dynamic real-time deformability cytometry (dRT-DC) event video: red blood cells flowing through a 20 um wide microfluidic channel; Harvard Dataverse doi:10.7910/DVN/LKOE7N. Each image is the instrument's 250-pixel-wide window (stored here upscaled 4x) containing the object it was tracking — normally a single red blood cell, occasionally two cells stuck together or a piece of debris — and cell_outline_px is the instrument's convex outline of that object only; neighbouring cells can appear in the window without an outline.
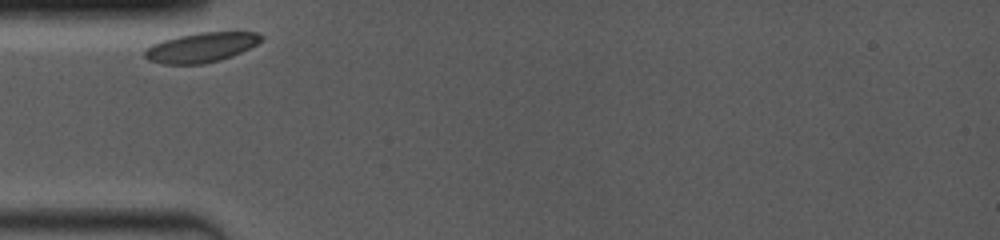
{"species": "common noctule bat (a hibernating species)", "species_latin": "Nyctalus noctula", "temperature_condition": "room temperature", "stored_images_in_passage": 6, "camera_frame_rate_fps": 4000, "um_per_image_px": 0.085, "animal": {"sex": "female", "body_mass_g": 19.0, "forearm_length_mm": 53.3}, "frame": {"image": 1, "passage_image": 1, "time_ms": 0.0, "image_size_px": [1000, 240], "cell_outline_px": [[264, 36], [256, 44], [232, 56], [220, 60], [204, 64], [160, 64], [148, 60], [144, 56], [144, 52], [152, 44], [176, 36], [200, 32], [256, 32]], "centroid_in_image_um": [17.07, 4.03], "position_along_channel_um": 67.9, "area_um2": 20.06}}
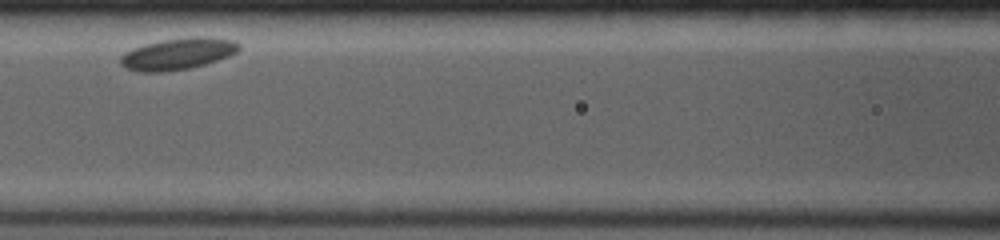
{"frame": {"image": 2, "passage_image": 4, "time_ms": 2.5, "image_size_px": [1000, 240], "cell_outline_px": [[240, 48], [236, 52], [228, 56], [192, 68], [164, 72], [136, 72], [124, 68], [120, 64], [120, 56], [124, 52], [132, 48], [144, 44], [160, 40], [204, 36], [232, 40], [240, 44]], "centroid_in_image_um": [15.05, 4.59], "position_along_channel_um": 151.6, "area_um2": 21.91}}
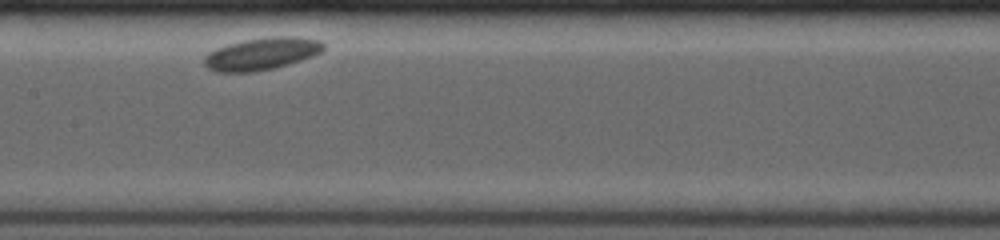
{"frame": {"image": 3, "passage_image": 5, "time_ms": 3.5, "image_size_px": [1000, 240], "cell_outline_px": [[324, 48], [320, 52], [312, 56], [288, 64], [272, 68], [252, 72], [216, 72], [208, 68], [204, 64], [204, 56], [208, 52], [216, 48], [228, 44], [244, 40], [276, 36], [300, 36], [320, 40], [324, 44]], "centroid_in_image_um": [22.23, 4.56], "position_along_channel_um": 185.2, "area_um2": 22.37}}